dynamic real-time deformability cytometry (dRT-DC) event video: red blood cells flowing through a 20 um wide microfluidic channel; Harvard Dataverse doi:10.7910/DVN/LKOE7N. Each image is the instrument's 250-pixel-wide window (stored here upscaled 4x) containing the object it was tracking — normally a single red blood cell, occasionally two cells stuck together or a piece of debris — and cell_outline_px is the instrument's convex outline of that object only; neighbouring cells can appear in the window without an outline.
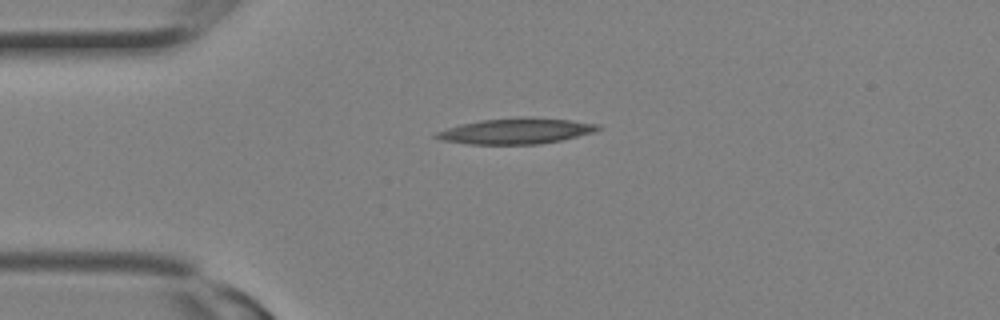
{"species": "Egyptian fruit bat (a non-hibernating species)", "species_latin": "Rousettus aegyptiacus", "temperature_condition": "room temperature", "stored_images_in_passage": 1, "camera_frame_rate_fps": 3000, "um_per_image_px": 0.085, "animal": {"sex": "female"}, "frame": {"image": 1, "passage_image": 1, "time_ms": 0.0, "image_size_px": [1000, 320], "cell_outline_px": [[600, 128], [592, 132], [560, 140], [540, 144], [472, 144], [444, 140], [432, 136], [436, 132], [460, 124], [480, 120], [524, 116], [528, 116], [572, 120], [600, 124]], "centroid_in_image_um": [43.87, 11.12], "position_along_channel_um": 41.1, "area_um2": 24.16}}